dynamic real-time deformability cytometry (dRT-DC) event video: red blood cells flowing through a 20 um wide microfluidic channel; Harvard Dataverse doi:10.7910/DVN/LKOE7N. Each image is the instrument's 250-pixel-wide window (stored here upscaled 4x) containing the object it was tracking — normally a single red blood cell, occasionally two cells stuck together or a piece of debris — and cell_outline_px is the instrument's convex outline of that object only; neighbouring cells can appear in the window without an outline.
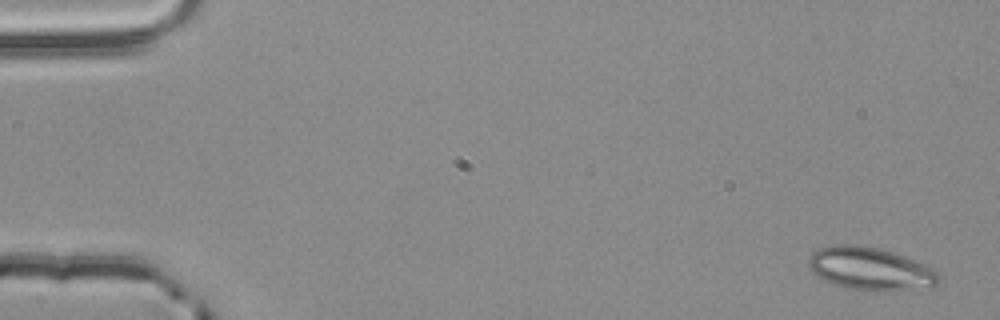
{"species": "common noctule bat (a hibernating species)", "species_latin": "Nyctalus noctula", "temperature_condition": "room temperature", "stored_images_in_passage": 4, "camera_frame_rate_fps": 3000, "um_per_image_px": 0.085, "animal": {"sex": "male", "body_mass_g": 20.4}, "frame": {"image": 1, "passage_image": 1, "time_ms": 0.0, "image_size_px": [1000, 320], "cell_outline_px": [[940, 284], [932, 288], [848, 288], [824, 280], [812, 272], [808, 264], [808, 260], [812, 252], [820, 248], [832, 244], [860, 244], [880, 248], [928, 264], [940, 272]], "centroid_in_image_um": [74.02, 22.78], "position_along_channel_um": 11.0, "area_um2": 32.14}}